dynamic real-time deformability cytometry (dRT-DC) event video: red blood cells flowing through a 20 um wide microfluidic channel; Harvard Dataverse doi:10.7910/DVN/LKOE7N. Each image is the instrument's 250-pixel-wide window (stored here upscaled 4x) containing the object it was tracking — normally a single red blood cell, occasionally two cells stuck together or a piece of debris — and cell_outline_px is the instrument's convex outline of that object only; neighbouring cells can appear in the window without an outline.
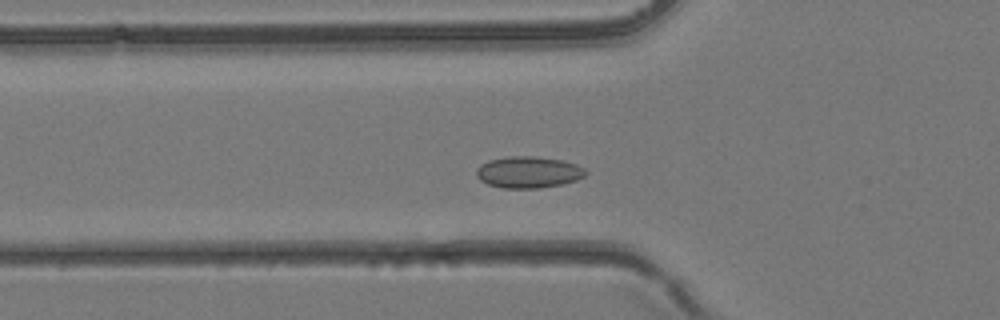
{"species": "common noctule bat (a hibernating species)", "species_latin": "Nyctalus noctula", "temperature_condition": "room temperature", "stored_images_in_passage": 35, "camera_frame_rate_fps": 3000, "um_per_image_px": 0.085, "animal": {"sex": "female", "body_mass_g": 24.6, "forearm_length_mm": 56.2}, "frame": {"image": 1, "passage_image": 9, "time_ms": 2.667, "image_size_px": [1000, 320], "cell_outline_px": [[588, 172], [584, 176], [576, 180], [560, 184], [540, 188], [504, 188], [488, 184], [480, 180], [476, 176], [476, 168], [480, 164], [488, 160], [512, 156], [532, 156], [560, 160], [576, 164], [584, 168]], "centroid_in_image_um": [44.89, 14.63], "position_along_channel_um": 80.9, "area_um2": 20.0}}
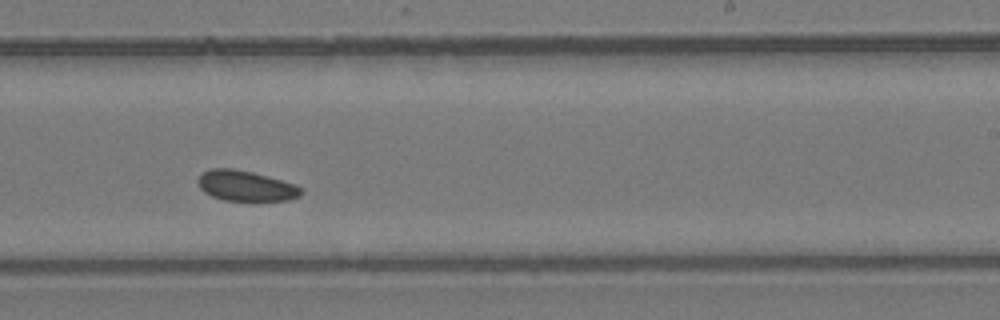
{"frame": {"image": 2, "passage_image": 20, "time_ms": 6.333, "image_size_px": [1000, 320], "cell_outline_px": [[304, 192], [300, 196], [288, 200], [224, 200], [212, 196], [204, 192], [200, 188], [196, 180], [204, 172], [212, 168], [232, 168], [252, 172], [296, 184]], "centroid_in_image_um": [20.89, 15.79], "position_along_channel_um": 268.1, "area_um2": 18.15}}
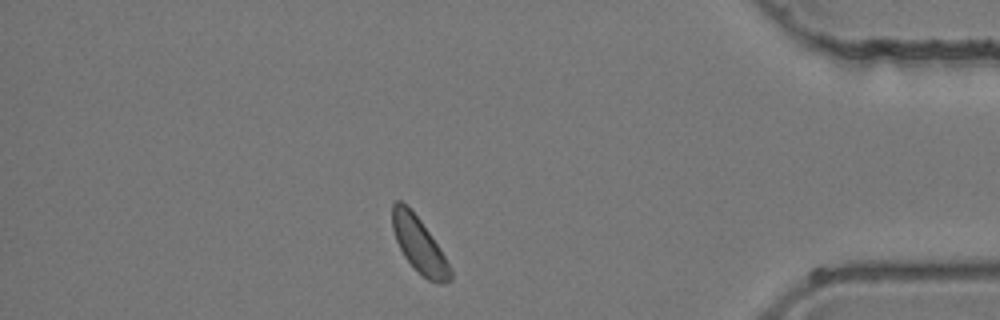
{"frame": {"image": 3, "passage_image": 30, "time_ms": 9.667, "image_size_px": [1000, 320], "cell_outline_px": [[452, 280], [440, 284], [436, 284], [428, 280], [404, 256], [396, 240], [392, 228], [392, 204], [396, 200], [400, 200], [420, 220], [452, 268]], "centroid_in_image_um": [35.63, 20.85], "position_along_channel_um": 399.6, "area_um2": 18.15}}